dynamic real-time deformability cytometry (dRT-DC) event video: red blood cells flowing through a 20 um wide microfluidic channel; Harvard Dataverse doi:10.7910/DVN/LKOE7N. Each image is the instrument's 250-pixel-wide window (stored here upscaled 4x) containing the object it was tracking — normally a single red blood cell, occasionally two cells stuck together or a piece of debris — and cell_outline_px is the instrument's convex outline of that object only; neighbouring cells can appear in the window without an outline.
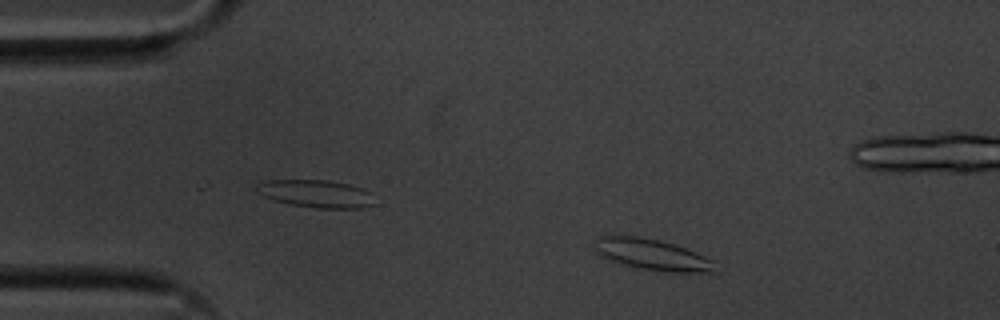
{"species": "common noctule bat (a hibernating species)", "species_latin": "Nyctalus noctula", "temperature_condition": "cold", "stored_images_in_passage": 52, "camera_frame_rate_fps": 3000, "um_per_image_px": 0.085, "animal": {"sex": "male", "body_mass_g": 20.1, "forearm_length_mm": 53.5}, "frame": {"image": 1, "passage_image": 5, "time_ms": 1.333, "image_size_px": [1000, 320], "cell_outline_px": [[716, 272], [668, 272], [640, 268], [608, 260], [600, 256], [596, 252], [596, 240], [600, 236], [640, 236], [660, 240], [684, 248], [704, 256], [712, 260]], "centroid_in_image_um": [55.41, 21.64], "position_along_channel_um": 29.6, "area_um2": 21.44}}
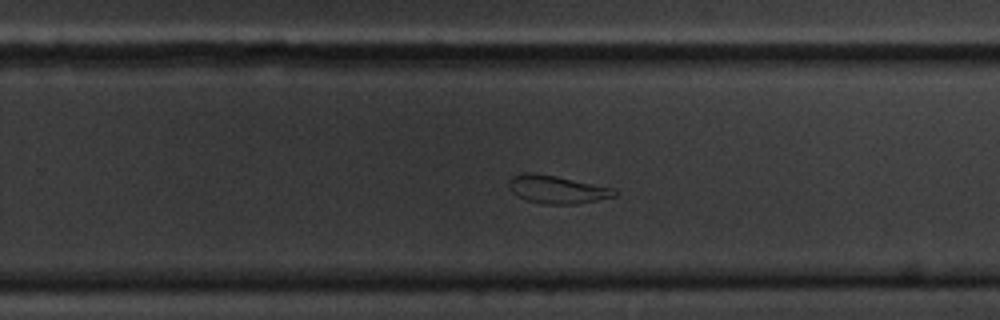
{"frame": {"image": 2, "passage_image": 31, "time_ms": 10.0, "image_size_px": [1000, 320], "cell_outline_px": [[616, 196], [576, 204], [544, 204], [528, 200], [516, 196], [508, 188], [508, 180], [512, 176], [524, 172], [532, 172], [556, 176], [616, 188]], "centroid_in_image_um": [47.32, 16.09], "position_along_channel_um": 282.5, "area_um2": 17.34}}
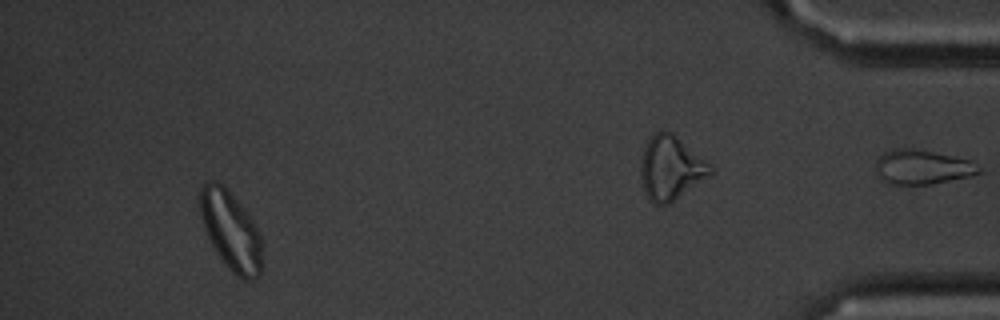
{"frame": {"image": 3, "passage_image": 48, "time_ms": 15.667, "image_size_px": [1000, 320], "cell_outline_px": [[260, 276], [252, 280], [240, 280], [224, 264], [216, 252], [204, 228], [200, 216], [200, 188], [208, 180], [216, 180], [224, 184], [240, 204], [252, 220], [260, 236]], "centroid_in_image_um": [19.58, 19.6], "position_along_channel_um": 415.6, "area_um2": 28.38}, "authors_computed_cell_mechanics": {"area_um2": 20.0855, "velocity_mm_per_s": 3.5337, "shape_relaxation_time_tau1_ms": null, "shape_relaxation_time_tau2_ms": 6.4027, "deformation_change_tau1": null, "deformation_change_tau2": 0.1312}}